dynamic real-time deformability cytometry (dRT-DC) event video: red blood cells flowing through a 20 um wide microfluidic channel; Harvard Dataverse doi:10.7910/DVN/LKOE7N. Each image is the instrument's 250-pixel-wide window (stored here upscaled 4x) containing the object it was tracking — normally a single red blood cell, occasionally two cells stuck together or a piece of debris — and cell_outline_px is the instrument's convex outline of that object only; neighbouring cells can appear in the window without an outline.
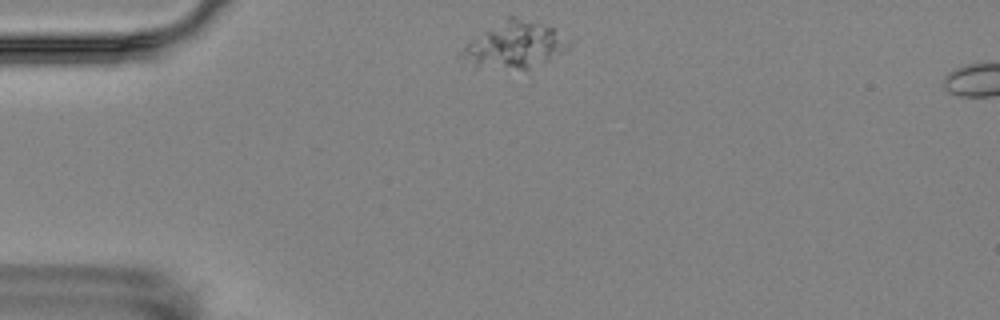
{"species": "Egyptian fruit bat (a non-hibernating species)", "species_latin": "Rousettus aegyptiacus", "temperature_condition": "room temperature", "stored_images_in_passage": 9, "camera_frame_rate_fps": 3000, "um_per_image_px": 0.085, "animal": {"sex": "female"}, "frame": {"image": 1, "passage_image": 1, "time_ms": 0.0, "image_size_px": [1000, 320], "cell_outline_px": [[576, 40], [564, 52], [548, 60], [528, 68], [472, 68], [460, 52], [472, 40], [508, 16], [516, 16], [556, 28], [576, 36]], "centroid_in_image_um": [43.9, 3.8], "position_along_channel_um": 41.1, "area_um2": 29.25}}